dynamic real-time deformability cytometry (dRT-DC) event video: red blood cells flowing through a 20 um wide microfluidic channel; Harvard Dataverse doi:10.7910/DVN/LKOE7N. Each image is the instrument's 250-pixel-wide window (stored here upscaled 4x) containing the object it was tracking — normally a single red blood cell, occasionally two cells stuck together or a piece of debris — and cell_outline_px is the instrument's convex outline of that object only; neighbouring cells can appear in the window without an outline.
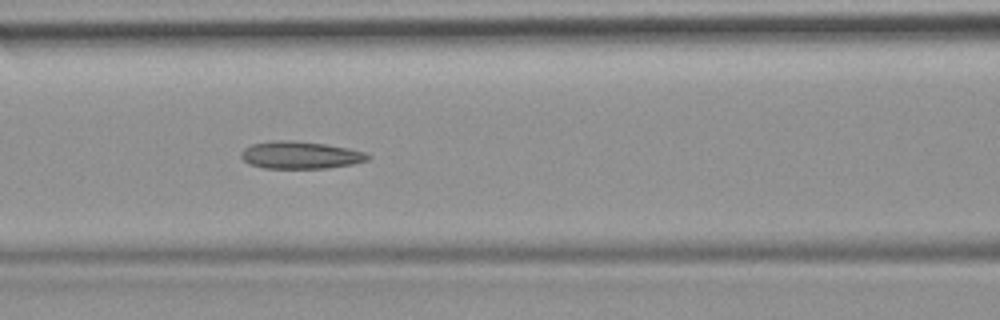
{"species": "common noctule bat (a hibernating species)", "species_latin": "Nyctalus noctula", "temperature_condition": "room temperature", "stored_images_in_passage": 36, "camera_frame_rate_fps": 3000, "um_per_image_px": 0.085, "animal": {"sex": "female", "body_mass_g": 19.9}, "frame": {"image": 1, "passage_image": 6, "time_ms": 1.667, "image_size_px": [1000, 320], "cell_outline_px": [[372, 156], [368, 160], [352, 164], [328, 168], [264, 168], [248, 164], [240, 156], [240, 152], [244, 148], [252, 144], [272, 140], [292, 140], [324, 144], [348, 148], [364, 152]], "centroid_in_image_um": [25.5, 13.18], "position_along_channel_um": 141.1, "area_um2": 20.29}}